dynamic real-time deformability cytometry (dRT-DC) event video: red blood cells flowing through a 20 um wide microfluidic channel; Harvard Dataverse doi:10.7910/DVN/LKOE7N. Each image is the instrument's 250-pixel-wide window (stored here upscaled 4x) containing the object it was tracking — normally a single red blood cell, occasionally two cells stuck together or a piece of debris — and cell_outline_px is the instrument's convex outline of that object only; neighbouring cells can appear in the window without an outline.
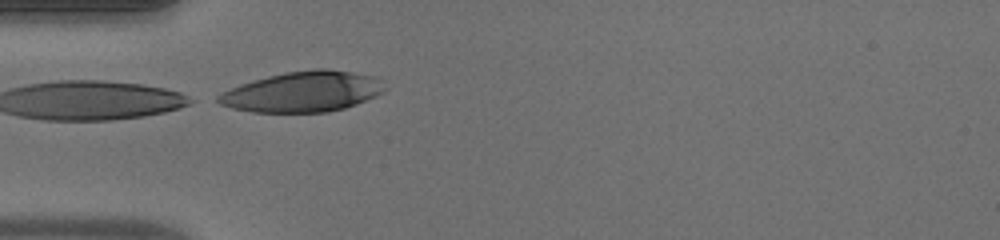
{"species": "human", "species_latin": "Homo sapiens", "temperature_condition": "warm", "stored_images_in_passage": 10, "camera_frame_rate_fps": 3000, "um_per_image_px": 0.085, "donor": {"sex": "male"}, "frame": {"image": 1, "passage_image": 10, "time_ms": 3.0, "image_size_px": [1000, 240], "cell_outline_px": [[388, 88], [384, 92], [376, 96], [356, 104], [344, 108], [328, 112], [252, 112], [232, 108], [220, 104], [212, 100], [220, 92], [240, 84], [252, 80], [284, 72], [316, 68], [324, 68], [380, 76]], "centroid_in_image_um": [25.76, 7.78], "position_along_channel_um": 59.2, "area_um2": 39.94}}